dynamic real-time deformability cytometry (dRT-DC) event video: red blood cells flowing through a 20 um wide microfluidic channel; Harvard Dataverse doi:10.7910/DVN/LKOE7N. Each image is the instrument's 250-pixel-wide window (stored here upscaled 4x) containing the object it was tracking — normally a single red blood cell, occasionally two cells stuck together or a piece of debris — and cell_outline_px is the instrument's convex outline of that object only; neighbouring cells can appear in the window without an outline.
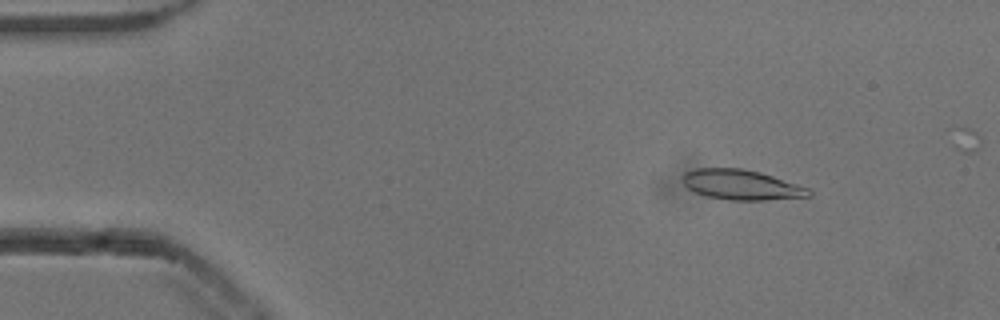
{"species": "common noctule bat (a hibernating species)", "species_latin": "Nyctalus noctula", "temperature_condition": "cold", "stored_images_in_passage": 48, "camera_frame_rate_fps": 3000, "um_per_image_px": 0.085, "animal": {"sex": "male", "body_mass_g": 13.3}, "frame": {"image": 1, "passage_image": 7, "time_ms": 2.0, "image_size_px": [1000, 320], "cell_outline_px": [[812, 196], [768, 200], [728, 200], [708, 196], [696, 192], [688, 188], [680, 180], [680, 176], [684, 172], [696, 168], [744, 168], [760, 172], [808, 188], [812, 192]], "centroid_in_image_um": [62.98, 15.7], "position_along_channel_um": 22.0, "area_um2": 22.2}}
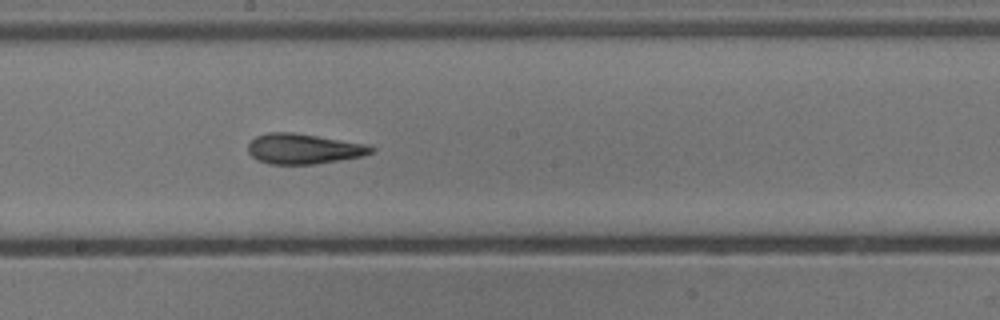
{"frame": {"image": 2, "passage_image": 29, "time_ms": 9.333, "image_size_px": [1000, 320], "cell_outline_px": [[376, 148], [372, 152], [364, 156], [316, 164], [268, 164], [256, 160], [248, 152], [248, 144], [256, 136], [268, 132], [292, 132], [368, 144]], "centroid_in_image_um": [25.81, 12.65], "position_along_channel_um": 222.4, "area_um2": 21.85}}
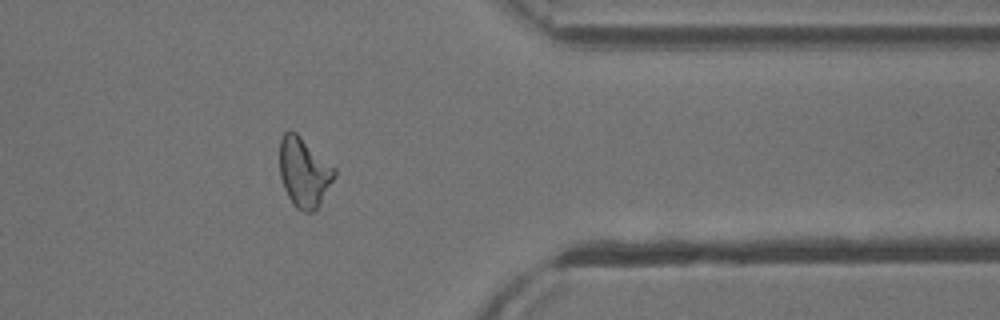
{"frame": {"image": 3, "passage_image": 43, "time_ms": 14.0, "image_size_px": [1000, 320], "cell_outline_px": [[336, 176], [316, 208], [312, 212], [304, 212], [296, 208], [292, 204], [284, 188], [280, 176], [280, 140], [284, 132], [296, 132], [336, 168]], "centroid_in_image_um": [25.84, 14.64], "position_along_channel_um": 385.6, "area_um2": 22.02}}